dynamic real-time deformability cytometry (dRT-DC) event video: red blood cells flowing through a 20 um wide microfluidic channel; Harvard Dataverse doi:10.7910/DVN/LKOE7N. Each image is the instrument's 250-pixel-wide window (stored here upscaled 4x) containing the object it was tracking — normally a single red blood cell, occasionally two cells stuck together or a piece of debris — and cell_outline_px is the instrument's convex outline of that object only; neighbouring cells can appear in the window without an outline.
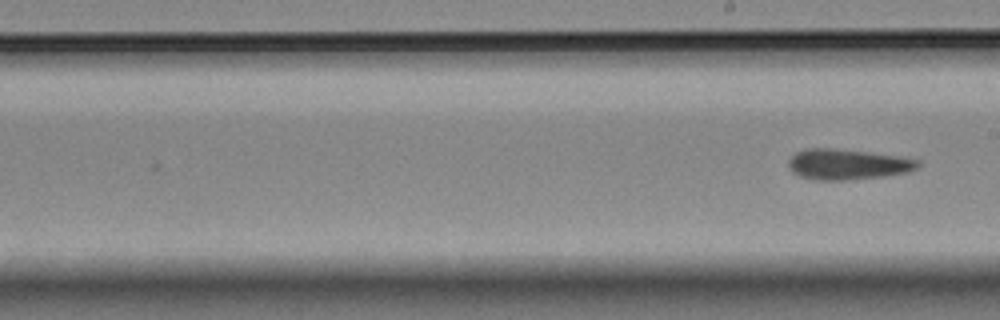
{"species": "Egyptian fruit bat (a non-hibernating species)", "species_latin": "Rousettus aegyptiacus", "temperature_condition": "room temperature", "stored_images_in_passage": 10, "segment_of_instrument_passage": [2, 2], "camera_frame_rate_fps": 3000, "um_per_image_px": 0.085, "animal": {"sex": "female"}, "frame": {"image": 1, "passage_image": 10, "time_ms": 3.0, "image_size_px": [1000, 320], "cell_outline_px": [[920, 164], [916, 168], [908, 172], [884, 176], [848, 180], [816, 180], [800, 176], [792, 172], [788, 168], [788, 160], [796, 152], [808, 148], [832, 148], [868, 152], [900, 156], [920, 160]], "centroid_in_image_um": [72.03, 13.97], "position_along_channel_um": 217.0, "area_um2": 23.12}}